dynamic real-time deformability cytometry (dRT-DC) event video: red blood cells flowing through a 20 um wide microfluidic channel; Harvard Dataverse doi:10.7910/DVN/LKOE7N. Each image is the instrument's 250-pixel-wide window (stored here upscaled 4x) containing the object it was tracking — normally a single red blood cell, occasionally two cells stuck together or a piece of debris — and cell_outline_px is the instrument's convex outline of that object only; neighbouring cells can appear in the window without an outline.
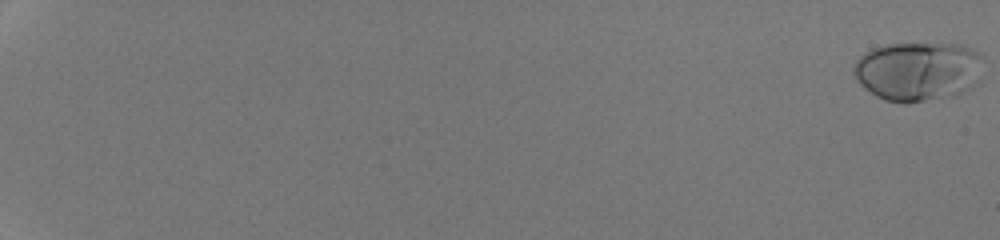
{"species": "human", "species_latin": "Homo sapiens", "temperature_condition": "room temperature", "stored_images_in_passage": 54, "camera_frame_rate_fps": 3000, "um_per_image_px": 0.085, "donor": {"sex": "male"}, "frame": {"image": 1, "passage_image": 1, "time_ms": 0.0, "image_size_px": [1000, 240], "cell_outline_px": [[980, 80], [972, 88], [956, 96], [924, 100], [884, 100], [876, 96], [864, 88], [860, 84], [852, 68], [856, 60], [864, 52], [872, 48], [888, 44], [964, 44], [980, 52]], "centroid_in_image_um": [78.05, 6.02], "position_along_channel_um": 6.9, "area_um2": 44.56}}
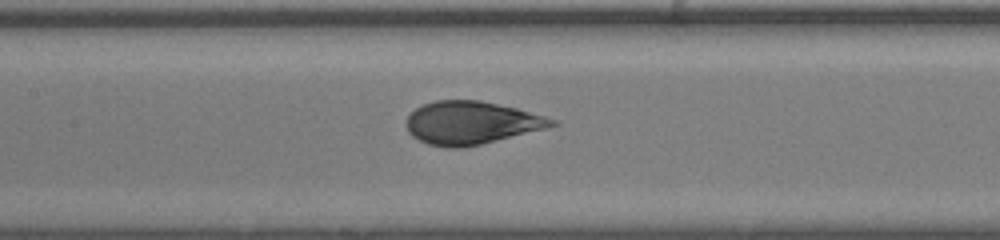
{"frame": {"image": 2, "passage_image": 31, "time_ms": 10.0, "image_size_px": [1000, 240], "cell_outline_px": [[560, 124], [548, 128], [480, 144], [460, 148], [444, 148], [428, 144], [412, 136], [408, 132], [404, 124], [404, 120], [416, 108], [424, 104], [436, 100], [480, 100], [516, 108], [544, 116], [556, 120]], "centroid_in_image_um": [40.03, 10.44], "position_along_channel_um": 167.4, "area_um2": 36.47}}
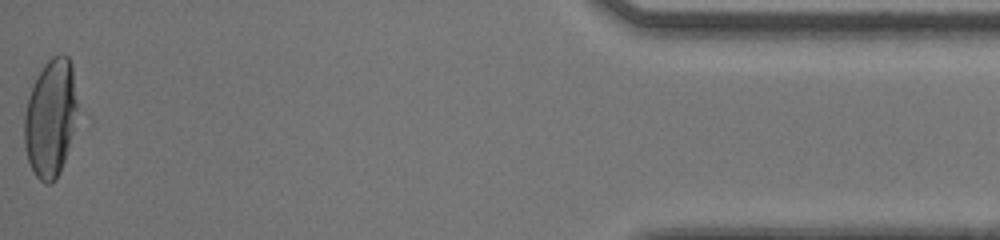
{"frame": {"image": 3, "passage_image": 54, "time_ms": 17.667, "image_size_px": [1000, 240], "cell_outline_px": [[76, 124], [60, 172], [56, 180], [52, 184], [44, 184], [36, 176], [28, 160], [24, 144], [24, 116], [28, 96], [36, 76], [44, 64], [52, 56], [68, 56], [72, 64], [76, 104]], "centroid_in_image_um": [4.28, 10.06], "position_along_channel_um": 430.9, "area_um2": 36.41}, "authors_computed_cell_mechanics": {"area_um2": 37.3677, "velocity_mm_per_s": 4.2773, "shape_relaxation_time_tau1_ms": 4.2727, "shape_relaxation_time_tau2_ms": null, "deformation_change_tau1": 0.1991, "deformation_change_tau2": null}}